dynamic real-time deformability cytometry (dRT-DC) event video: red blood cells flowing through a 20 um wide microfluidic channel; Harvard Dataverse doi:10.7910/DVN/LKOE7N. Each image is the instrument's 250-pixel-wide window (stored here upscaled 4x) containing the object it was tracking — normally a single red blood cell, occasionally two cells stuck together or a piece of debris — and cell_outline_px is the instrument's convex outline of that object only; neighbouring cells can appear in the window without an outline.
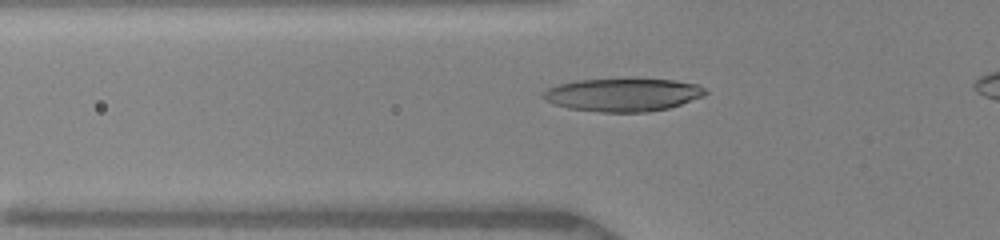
{"species": "human", "species_latin": "Homo sapiens", "temperature_condition": "warm", "stored_images_in_passage": 6, "camera_frame_rate_fps": 3000, "um_per_image_px": 0.085, "donor": {"sex": "female"}, "frame": {"image": 1, "passage_image": 3, "time_ms": 0.667, "image_size_px": [1000, 240], "cell_outline_px": [[708, 92], [704, 96], [668, 108], [648, 112], [600, 112], [568, 108], [544, 100], [540, 96], [540, 92], [548, 88], [560, 84], [576, 80], [628, 76], [672, 80], [696, 84], [704, 88]], "centroid_in_image_um": [52.92, 8.01], "position_along_channel_um": 72.9, "area_um2": 32.25}}
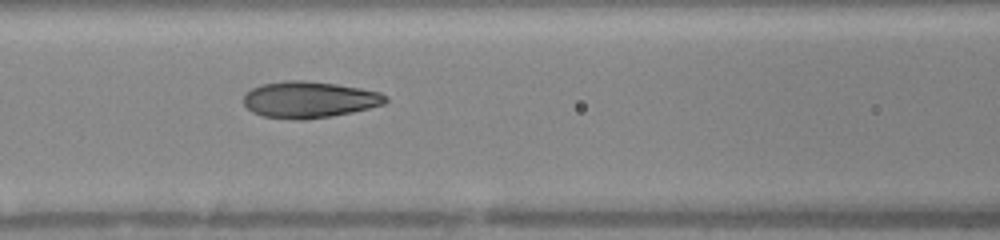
{"frame": {"image": 2, "passage_image": 5, "time_ms": 2.333, "image_size_px": [1000, 240], "cell_outline_px": [[388, 100], [384, 104], [352, 112], [332, 116], [304, 120], [296, 120], [264, 116], [252, 112], [244, 104], [244, 96], [252, 88], [264, 84], [288, 80], [304, 80], [336, 84], [360, 88], [380, 92], [388, 96]], "centroid_in_image_um": [26.31, 8.47], "position_along_channel_um": 140.3, "area_um2": 30.06}}